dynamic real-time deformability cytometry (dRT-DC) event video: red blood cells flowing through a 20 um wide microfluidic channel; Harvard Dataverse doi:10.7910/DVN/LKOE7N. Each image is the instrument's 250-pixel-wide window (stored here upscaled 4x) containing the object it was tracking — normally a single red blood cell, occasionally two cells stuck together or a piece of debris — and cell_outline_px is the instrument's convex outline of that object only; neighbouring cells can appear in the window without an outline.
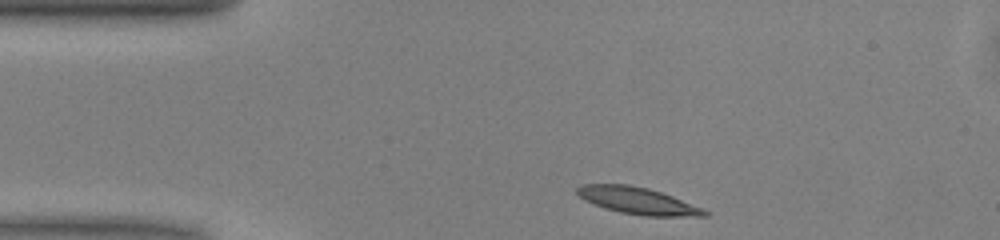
{"species": "common noctule bat (a hibernating species)", "species_latin": "Nyctalus noctula", "temperature_condition": "warm", "stored_images_in_passage": 42, "camera_frame_rate_fps": 3000, "um_per_image_px": 0.085, "animal": {"sex": "male", "body_mass_g": 13.0, "forearm_length_mm": 53.1}, "frame": {"image": 1, "passage_image": 1, "time_ms": 0.0, "image_size_px": [1000, 240], "cell_outline_px": [[708, 216], [644, 216], [620, 212], [604, 208], [584, 200], [576, 192], [576, 188], [580, 184], [628, 184], [648, 188], [672, 196], [704, 208], [708, 212]], "centroid_in_image_um": [54.2, 17.06], "position_along_channel_um": 30.8, "area_um2": 19.94}}
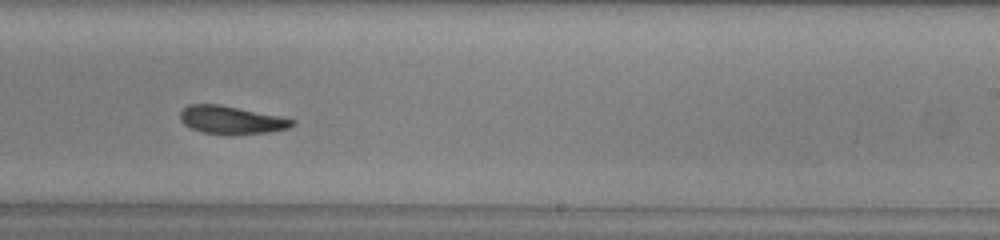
{"frame": {"image": 2, "passage_image": 22, "time_ms": 7.0, "image_size_px": [1000, 240], "cell_outline_px": [[296, 124], [288, 128], [268, 132], [232, 136], [204, 132], [192, 128], [184, 124], [180, 120], [180, 112], [188, 104], [220, 104], [280, 116], [296, 120]], "centroid_in_image_um": [19.68, 10.2], "position_along_channel_um": 269.3, "area_um2": 18.5}}
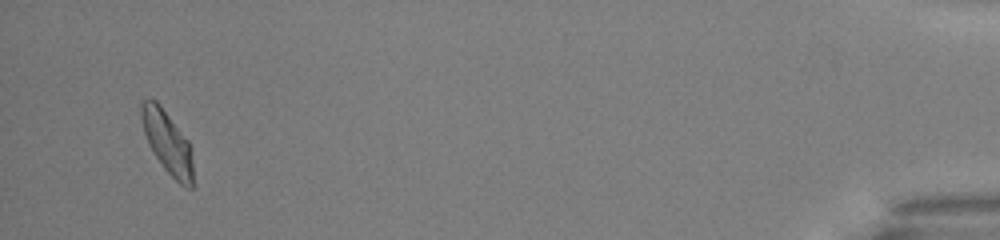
{"frame": {"image": 3, "passage_image": 40, "time_ms": 13.0, "image_size_px": [1000, 240], "cell_outline_px": [[192, 188], [188, 188], [180, 184], [164, 168], [148, 144], [144, 132], [140, 116], [140, 100], [156, 100], [160, 104], [188, 140], [192, 148]], "centroid_in_image_um": [14.22, 12.06], "position_along_channel_um": 421.0, "area_um2": 18.79}, "authors_computed_cell_mechanics": {"area_um2": 18.785, "velocity_mm_per_s": 4.0243, "shape_relaxation_time_tau1_ms": 5.2722, "shape_relaxation_time_tau2_ms": 6.71, "deformation_change_tau1": 0.1665, "deformation_change_tau2": 0.1219}}